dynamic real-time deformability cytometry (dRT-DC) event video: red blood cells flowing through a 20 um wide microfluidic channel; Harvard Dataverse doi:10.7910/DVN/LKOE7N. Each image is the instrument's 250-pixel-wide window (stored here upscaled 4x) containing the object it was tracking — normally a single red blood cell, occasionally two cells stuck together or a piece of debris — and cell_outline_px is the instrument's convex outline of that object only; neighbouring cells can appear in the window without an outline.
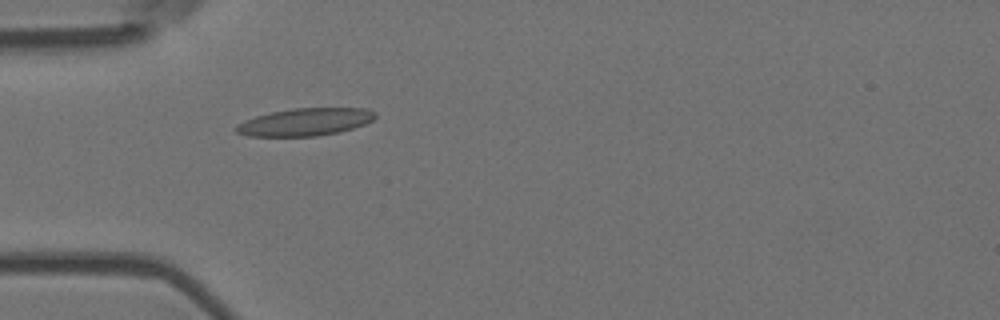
{"species": "Egyptian fruit bat (a non-hibernating species)", "species_latin": "Rousettus aegyptiacus", "temperature_condition": "room temperature", "stored_images_in_passage": 36, "camera_frame_rate_fps": 3000, "um_per_image_px": 0.085, "animal": {"sex": "female"}, "frame": {"image": 1, "passage_image": 1, "time_ms": 0.0, "image_size_px": [1000, 320], "cell_outline_px": [[376, 116], [372, 120], [364, 124], [340, 132], [316, 136], [248, 136], [236, 132], [232, 128], [236, 124], [244, 120], [256, 116], [272, 112], [292, 108], [364, 108], [376, 112]], "centroid_in_image_um": [25.9, 10.37], "position_along_channel_um": 59.1, "area_um2": 22.37}}
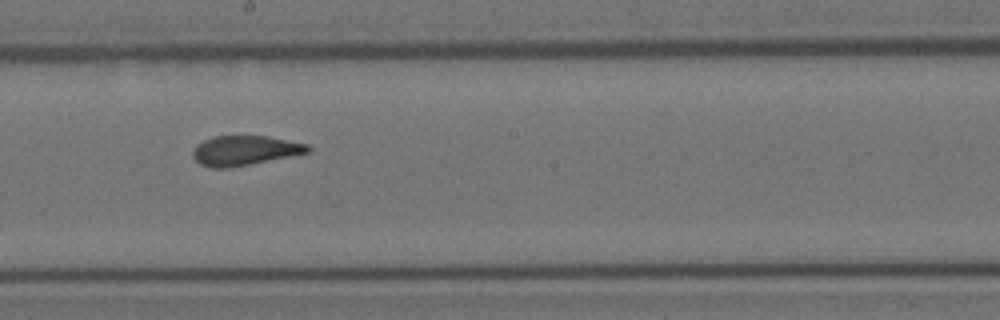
{"frame": {"image": 2, "passage_image": 15, "time_ms": 4.667, "image_size_px": [1000, 320], "cell_outline_px": [[312, 148], [308, 152], [228, 168], [212, 168], [200, 164], [192, 156], [192, 152], [196, 144], [212, 136], [268, 136], [308, 144]], "centroid_in_image_um": [20.76, 12.78], "position_along_channel_um": 227.4, "area_um2": 19.71}}
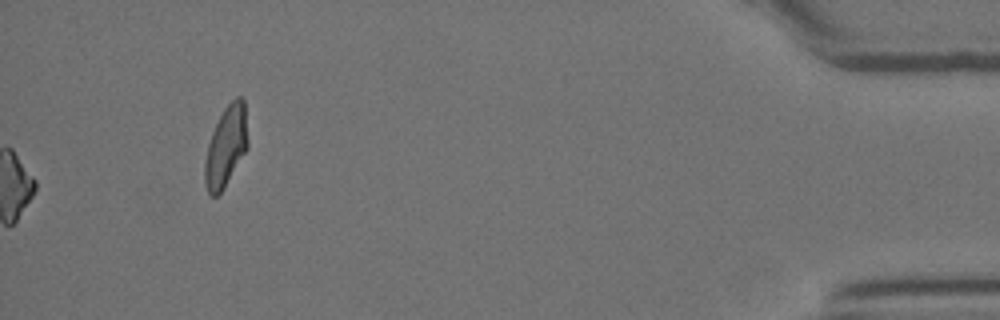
{"frame": {"image": 3, "passage_image": 36, "time_ms": 11.667, "image_size_px": [1000, 320], "cell_outline_px": [[248, 148], [224, 188], [216, 196], [212, 196], [208, 192], [204, 184], [204, 160], [208, 144], [212, 132], [224, 108], [236, 96], [240, 96], [244, 100], [248, 140]], "centroid_in_image_um": [19.21, 12.46], "position_along_channel_um": 416.0, "area_um2": 20.23}, "authors_computed_cell_mechanics": {"area_um2": 20.1722, "velocity_mm_per_s": 3.6613, "shape_relaxation_time_tau1_ms": 7.0864, "shape_relaxation_time_tau2_ms": 0.9769, "deformation_change_tau1": 0.2092, "deformation_change_tau2": 0.0808}}